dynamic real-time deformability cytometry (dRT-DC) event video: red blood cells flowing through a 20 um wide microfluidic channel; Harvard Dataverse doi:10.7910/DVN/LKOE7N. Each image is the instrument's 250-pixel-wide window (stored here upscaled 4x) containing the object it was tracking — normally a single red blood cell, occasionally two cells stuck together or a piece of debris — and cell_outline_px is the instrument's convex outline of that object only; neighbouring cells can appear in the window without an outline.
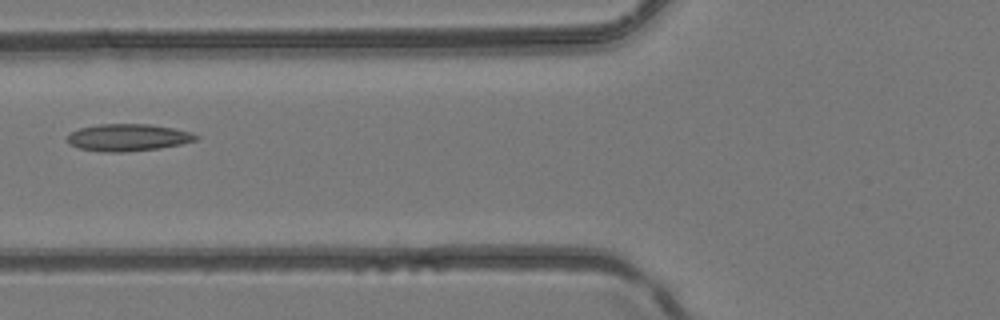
{"species": "common noctule bat (a hibernating species)", "species_latin": "Nyctalus noctula", "temperature_condition": "room temperature", "stored_images_in_passage": 5, "camera_frame_rate_fps": 3000, "um_per_image_px": 0.085, "animal": {"sex": "female", "body_mass_g": 24.6, "forearm_length_mm": 56.2}, "frame": {"image": 1, "passage_image": 5, "time_ms": 1.333, "image_size_px": [1000, 320], "cell_outline_px": [[200, 136], [196, 140], [180, 144], [156, 148], [124, 152], [104, 152], [80, 148], [68, 144], [68, 136], [72, 132], [80, 128], [100, 124], [148, 124], [172, 128], [192, 132]], "centroid_in_image_um": [10.88, 11.68], "position_along_channel_um": 114.9, "area_um2": 20.06}}